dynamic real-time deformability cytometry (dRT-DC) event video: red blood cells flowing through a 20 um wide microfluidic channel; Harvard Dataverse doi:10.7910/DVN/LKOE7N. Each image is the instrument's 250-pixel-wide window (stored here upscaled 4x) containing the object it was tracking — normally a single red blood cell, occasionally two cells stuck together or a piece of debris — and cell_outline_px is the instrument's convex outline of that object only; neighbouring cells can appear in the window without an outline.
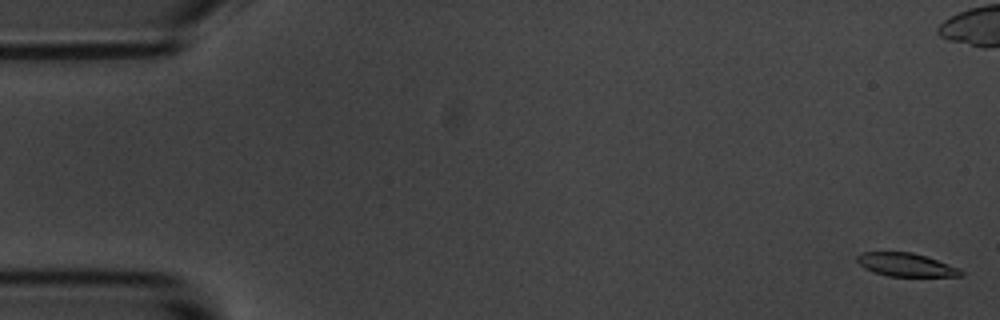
{"species": "common noctule bat (a hibernating species)", "species_latin": "Nyctalus noctula", "temperature_condition": "room temperature", "stored_images_in_passage": 6, "camera_frame_rate_fps": 3000, "um_per_image_px": 0.085, "animal": {"sex": "male", "body_mass_g": 20.1, "forearm_length_mm": 53.5}, "frame": {"image": 1, "passage_image": 1, "time_ms": 0.0, "image_size_px": [1000, 320], "cell_outline_px": [[964, 276], [888, 276], [864, 268], [856, 260], [856, 256], [864, 252], [912, 252], [960, 268], [964, 272]], "centroid_in_image_um": [77.02, 22.51], "position_along_channel_um": 8.0, "area_um2": 13.93}}